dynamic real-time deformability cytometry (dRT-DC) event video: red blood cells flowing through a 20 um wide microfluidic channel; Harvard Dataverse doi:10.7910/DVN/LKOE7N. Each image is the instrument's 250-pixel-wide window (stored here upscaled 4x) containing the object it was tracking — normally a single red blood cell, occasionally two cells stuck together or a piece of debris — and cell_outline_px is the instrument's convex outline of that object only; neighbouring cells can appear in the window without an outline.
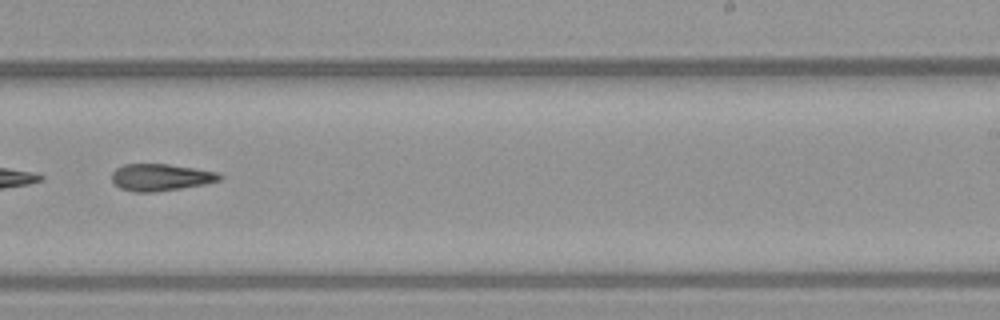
{"species": "common noctule bat (a hibernating species)", "species_latin": "Nyctalus noctula", "temperature_condition": "warm", "stored_images_in_passage": 51, "segment_of_instrument_passage": [2, 2], "camera_frame_rate_fps": 3000, "um_per_image_px": 0.085, "animal": {"sex": "female", "body_mass_g": 21.9}, "frame": {"image": 1, "passage_image": 33, "time_ms": 10.667, "image_size_px": [1000, 320], "cell_outline_px": [[224, 176], [220, 180], [204, 184], [156, 192], [132, 192], [120, 188], [112, 180], [112, 172], [116, 168], [124, 164], [168, 164], [196, 168], [216, 172]], "centroid_in_image_um": [13.65, 15.07], "position_along_channel_um": 275.4, "area_um2": 16.94}}
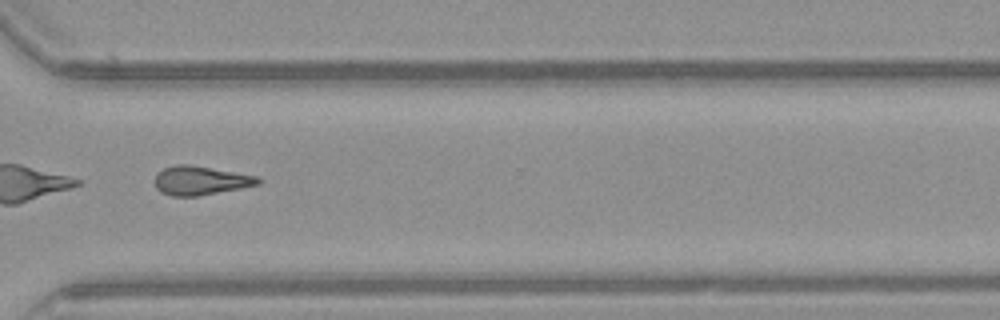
{"frame": {"image": 2, "passage_image": 39, "time_ms": 12.667, "image_size_px": [1000, 320], "cell_outline_px": [[264, 180], [260, 184], [240, 188], [196, 196], [172, 196], [160, 192], [156, 188], [156, 172], [164, 168], [176, 164], [188, 164], [256, 176]], "centroid_in_image_um": [17.03, 15.34], "position_along_channel_um": 353.6, "area_um2": 17.22}}